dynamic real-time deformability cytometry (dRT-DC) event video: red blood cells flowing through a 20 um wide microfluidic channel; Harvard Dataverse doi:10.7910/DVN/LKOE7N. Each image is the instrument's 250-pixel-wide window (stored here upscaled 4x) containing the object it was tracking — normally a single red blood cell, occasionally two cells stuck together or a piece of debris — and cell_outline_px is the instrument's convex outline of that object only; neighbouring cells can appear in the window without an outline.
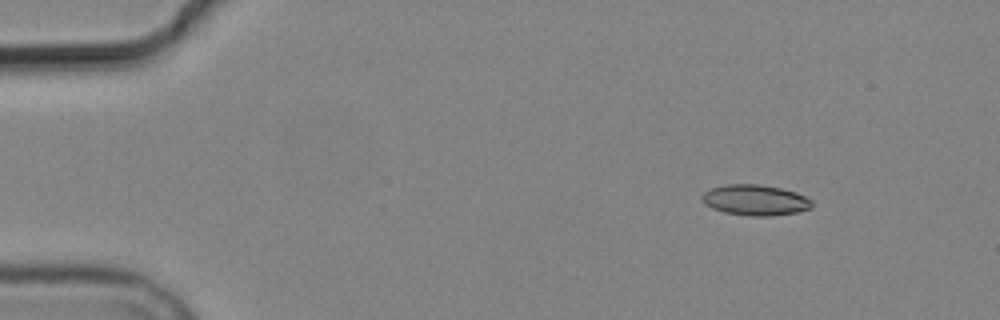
{"species": "common noctule bat (a hibernating species)", "species_latin": "Nyctalus noctula", "temperature_condition": "cold", "stored_images_in_passage": 3, "camera_frame_rate_fps": 3000, "um_per_image_px": 0.085, "animal": {"sex": "male", "body_mass_g": 19.2, "forearm_length_mm": 51.8}, "frame": {"image": 1, "passage_image": 1, "time_ms": 0.0, "image_size_px": [1000, 320], "cell_outline_px": [[812, 208], [796, 212], [768, 216], [752, 216], [724, 212], [712, 208], [704, 204], [700, 200], [700, 196], [704, 192], [712, 188], [724, 184], [756, 184], [780, 188], [796, 192], [812, 200]], "centroid_in_image_um": [64.16, 17.0], "position_along_channel_um": 20.8, "area_um2": 19.65}}